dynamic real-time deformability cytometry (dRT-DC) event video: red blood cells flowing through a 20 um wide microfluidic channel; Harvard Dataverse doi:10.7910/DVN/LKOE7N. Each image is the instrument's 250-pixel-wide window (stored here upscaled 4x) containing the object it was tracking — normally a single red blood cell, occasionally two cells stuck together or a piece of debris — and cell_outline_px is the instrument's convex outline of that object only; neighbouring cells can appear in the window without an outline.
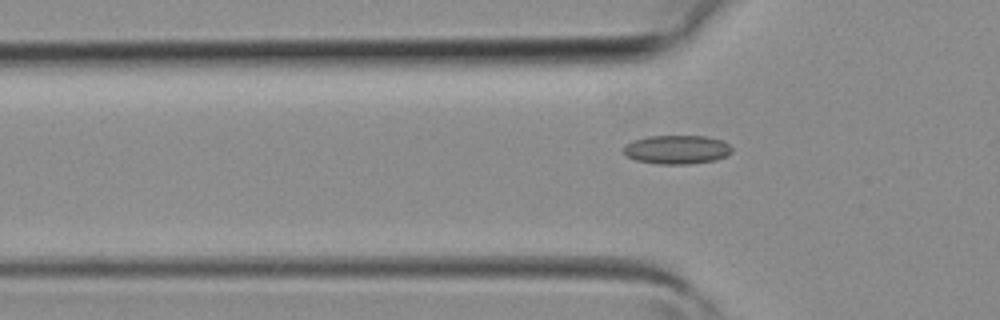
{"species": "common noctule bat (a hibernating species)", "species_latin": "Nyctalus noctula", "temperature_condition": "room temperature", "stored_images_in_passage": 4, "camera_frame_rate_fps": 3000, "um_per_image_px": 0.085, "animal": {"sex": "female", "body_mass_g": 19.3, "forearm_length_mm": 54.1}, "frame": {"image": 1, "passage_image": 3, "time_ms": 0.667, "image_size_px": [1000, 320], "cell_outline_px": [[732, 152], [728, 156], [716, 160], [688, 164], [656, 164], [636, 160], [628, 156], [624, 152], [624, 148], [632, 140], [648, 136], [708, 136], [720, 140], [728, 144], [732, 148]], "centroid_in_image_um": [57.57, 12.72], "position_along_channel_um": 68.2, "area_um2": 18.21}}
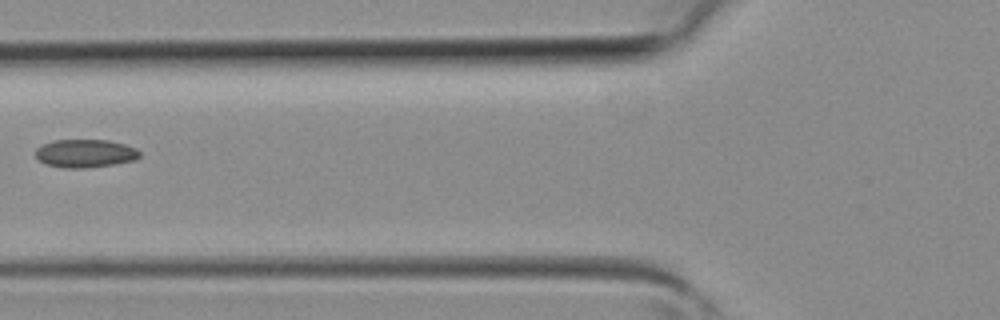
{"frame": {"image": 2, "passage_image": 4, "time_ms": 1.0, "image_size_px": [1000, 320], "cell_outline_px": [[140, 156], [136, 160], [116, 164], [88, 168], [64, 168], [44, 164], [36, 156], [36, 148], [44, 144], [56, 140], [108, 140], [124, 144], [136, 148], [140, 152]], "centroid_in_image_um": [7.27, 13.05], "position_along_channel_um": 118.5, "area_um2": 17.17}}